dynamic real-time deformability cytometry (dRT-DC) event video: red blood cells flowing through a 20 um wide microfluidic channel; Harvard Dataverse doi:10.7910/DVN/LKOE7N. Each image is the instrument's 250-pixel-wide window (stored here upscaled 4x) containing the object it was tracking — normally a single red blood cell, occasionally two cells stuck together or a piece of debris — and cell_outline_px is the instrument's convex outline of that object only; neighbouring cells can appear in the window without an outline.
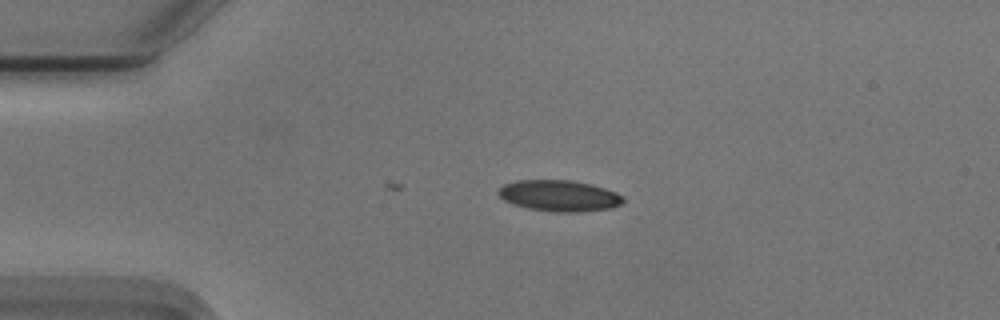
{"species": "Egyptian fruit bat (a non-hibernating species)", "species_latin": "Rousettus aegyptiacus", "temperature_condition": "cold", "stored_images_in_passage": 12, "camera_frame_rate_fps": 3000, "um_per_image_px": 0.085, "animal": {"sex": "male"}, "frame": {"image": 1, "passage_image": 1, "time_ms": 0.0, "image_size_px": [1000, 320], "cell_outline_px": [[624, 200], [620, 204], [612, 208], [580, 212], [556, 212], [528, 208], [512, 204], [504, 200], [496, 192], [504, 184], [516, 180], [572, 180], [604, 188], [616, 192]], "centroid_in_image_um": [47.5, 16.64], "position_along_channel_um": 37.5, "area_um2": 22.54}}
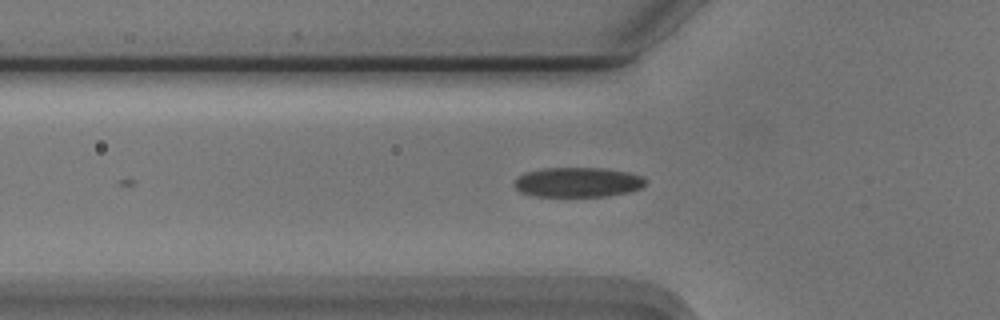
{"frame": {"image": 2, "passage_image": 7, "time_ms": 2.0, "image_size_px": [1000, 320], "cell_outline_px": [[648, 180], [640, 188], [628, 192], [608, 196], [536, 196], [520, 192], [512, 184], [524, 172], [540, 168], [604, 168], [628, 172], [644, 176]], "centroid_in_image_um": [49.12, 15.48], "position_along_channel_um": 76.7, "area_um2": 22.89}}
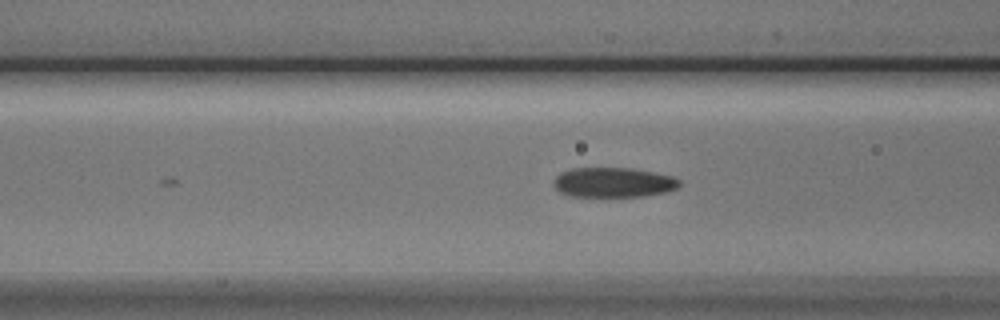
{"frame": {"image": 3, "passage_image": 10, "time_ms": 3.0, "image_size_px": [1000, 320], "cell_outline_px": [[680, 184], [676, 188], [664, 192], [640, 196], [572, 196], [560, 192], [552, 184], [556, 176], [560, 172], [572, 168], [632, 168], [672, 176], [680, 180]], "centroid_in_image_um": [52.1, 15.49], "position_along_channel_um": 114.5, "area_um2": 21.68}}